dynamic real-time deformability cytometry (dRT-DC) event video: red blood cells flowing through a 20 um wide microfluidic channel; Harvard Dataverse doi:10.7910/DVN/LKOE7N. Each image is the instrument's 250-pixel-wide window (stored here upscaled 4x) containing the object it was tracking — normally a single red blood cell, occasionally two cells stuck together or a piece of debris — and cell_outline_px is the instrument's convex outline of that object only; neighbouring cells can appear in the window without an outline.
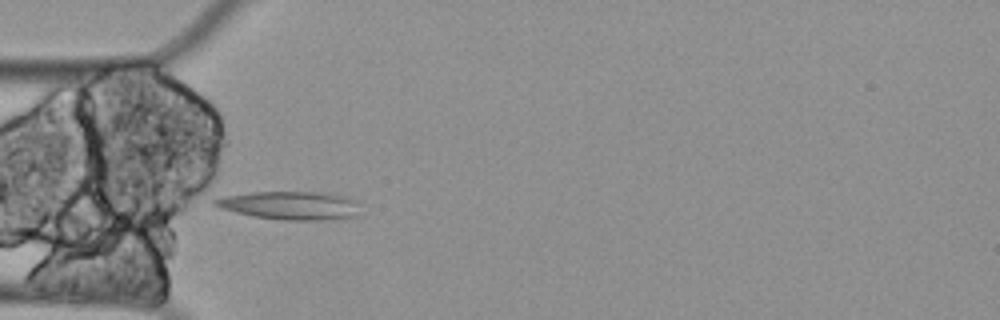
{"species": "Egyptian fruit bat (a non-hibernating species)", "species_latin": "Rousettus aegyptiacus", "temperature_condition": "cold", "stored_images_in_passage": 6, "camera_frame_rate_fps": 3000, "um_per_image_px": 0.085, "animal": {"sex": "female"}, "frame": {"image": 1, "passage_image": 2, "time_ms": 0.333, "image_size_px": [1000, 320], "cell_outline_px": [[360, 216], [320, 220], [284, 220], [252, 216], [220, 208], [212, 204], [212, 200], [224, 196], [252, 192], [328, 192], [344, 196], [356, 200]], "centroid_in_image_um": [24.69, 17.46], "position_along_channel_um": 60.3, "area_um2": 24.1}}
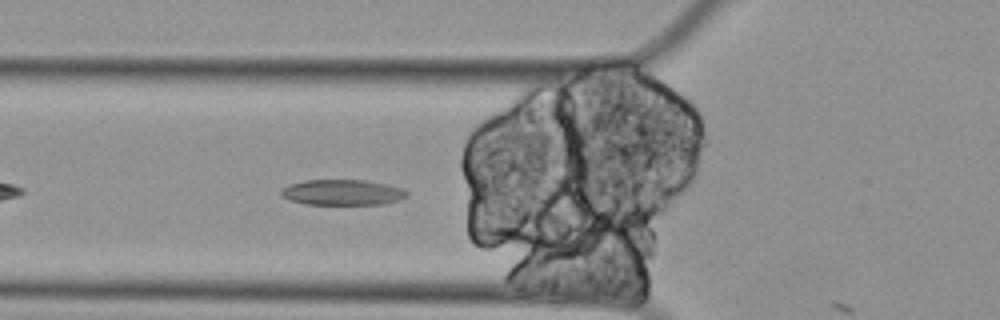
{"frame": {"image": 2, "passage_image": 5, "time_ms": 1.333, "image_size_px": [1000, 320], "cell_outline_px": [[408, 192], [404, 196], [388, 204], [304, 204], [292, 200], [284, 196], [280, 192], [284, 188], [292, 184], [304, 180], [364, 180], [388, 184], [400, 188]], "centroid_in_image_um": [29.12, 16.35], "position_along_channel_um": 96.7, "area_um2": 18.38}}